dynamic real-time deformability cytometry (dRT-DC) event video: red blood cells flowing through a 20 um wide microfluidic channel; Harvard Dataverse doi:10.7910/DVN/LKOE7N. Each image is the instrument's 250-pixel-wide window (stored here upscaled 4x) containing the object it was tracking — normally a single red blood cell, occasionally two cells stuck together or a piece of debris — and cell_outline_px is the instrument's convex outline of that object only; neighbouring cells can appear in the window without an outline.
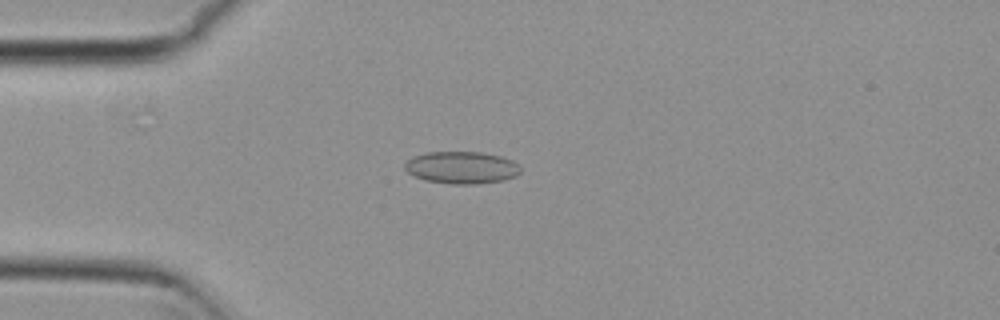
{"species": "common noctule bat (a hibernating species)", "species_latin": "Nyctalus noctula", "temperature_condition": "cold", "stored_images_in_passage": 48, "camera_frame_rate_fps": 3000, "um_per_image_px": 0.085, "animal": {"sex": "female", "body_mass_g": 29.2, "forearm_length_mm": 56.3}, "frame": {"image": 1, "passage_image": 10, "time_ms": 3.0, "image_size_px": [1000, 320], "cell_outline_px": [[520, 172], [516, 176], [500, 180], [476, 184], [452, 184], [424, 180], [408, 172], [404, 168], [404, 164], [412, 156], [424, 152], [480, 152], [500, 156], [512, 160], [520, 168]], "centroid_in_image_um": [39.2, 14.23], "position_along_channel_um": 45.8, "area_um2": 21.62}}
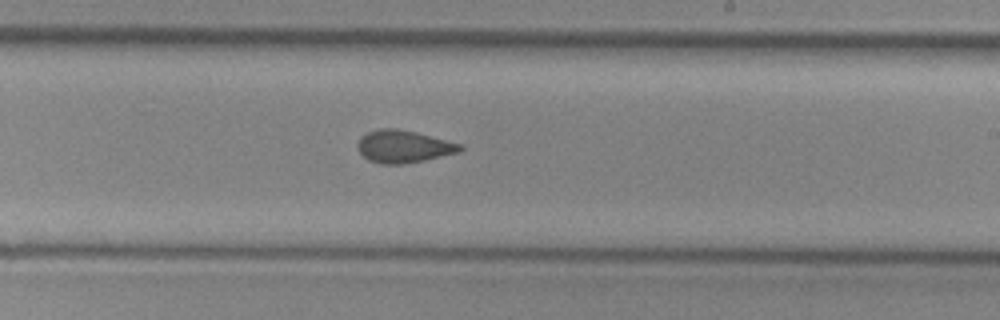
{"frame": {"image": 2, "passage_image": 28, "time_ms": 9.0, "image_size_px": [1000, 320], "cell_outline_px": [[464, 148], [460, 152], [424, 160], [404, 164], [380, 164], [368, 160], [356, 148], [356, 144], [360, 136], [368, 132], [380, 128], [396, 128], [416, 132], [464, 144]], "centroid_in_image_um": [34.3, 12.45], "position_along_channel_um": 254.7, "area_um2": 19.65}}
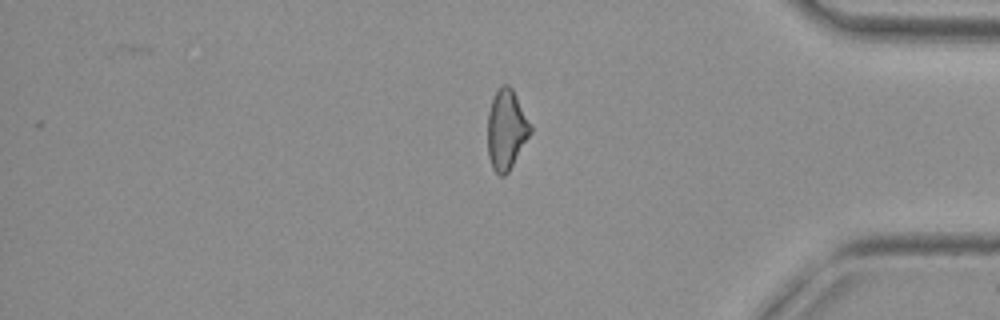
{"frame": {"image": 3, "passage_image": 48, "time_ms": 15.667, "image_size_px": [1000, 320], "cell_outline_px": [[532, 132], [508, 172], [504, 176], [500, 176], [492, 168], [488, 156], [488, 112], [492, 100], [500, 84], [508, 84], [512, 88], [532, 124]], "centroid_in_image_um": [43.05, 11.0], "position_along_channel_um": 392.1, "area_um2": 20.06}, "authors_computed_cell_mechanics": {"area_um2": 19.7098, "velocity_mm_per_s": 3.7664, "shape_relaxation_time_tau1_ms": null, "shape_relaxation_time_tau2_ms": 1.5774, "deformation_change_tau1": null, "deformation_change_tau2": 0.082}}